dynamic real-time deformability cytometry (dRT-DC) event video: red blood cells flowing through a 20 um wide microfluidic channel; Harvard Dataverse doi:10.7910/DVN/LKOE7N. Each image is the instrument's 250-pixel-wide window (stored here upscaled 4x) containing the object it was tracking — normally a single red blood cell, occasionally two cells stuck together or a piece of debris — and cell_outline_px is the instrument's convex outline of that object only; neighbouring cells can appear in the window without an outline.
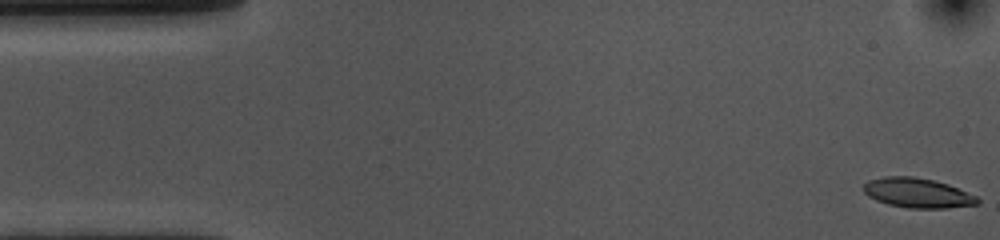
{"species": "common noctule bat (a hibernating species)", "species_latin": "Nyctalus noctula", "temperature_condition": "cold", "stored_images_in_passage": 12, "camera_frame_rate_fps": 3000, "um_per_image_px": 0.085, "animal": {"sex": "female", "body_mass_g": 10.0, "forearm_length_mm": 53.1}, "frame": {"image": 1, "passage_image": 1, "time_ms": 0.0, "image_size_px": [1000, 240], "cell_outline_px": [[980, 204], [948, 208], [908, 208], [888, 204], [876, 200], [868, 196], [864, 192], [864, 184], [868, 180], [884, 176], [912, 176], [936, 180], [948, 184], [976, 196], [980, 200]], "centroid_in_image_um": [77.99, 16.39], "position_along_channel_um": 7.0, "area_um2": 19.83}}